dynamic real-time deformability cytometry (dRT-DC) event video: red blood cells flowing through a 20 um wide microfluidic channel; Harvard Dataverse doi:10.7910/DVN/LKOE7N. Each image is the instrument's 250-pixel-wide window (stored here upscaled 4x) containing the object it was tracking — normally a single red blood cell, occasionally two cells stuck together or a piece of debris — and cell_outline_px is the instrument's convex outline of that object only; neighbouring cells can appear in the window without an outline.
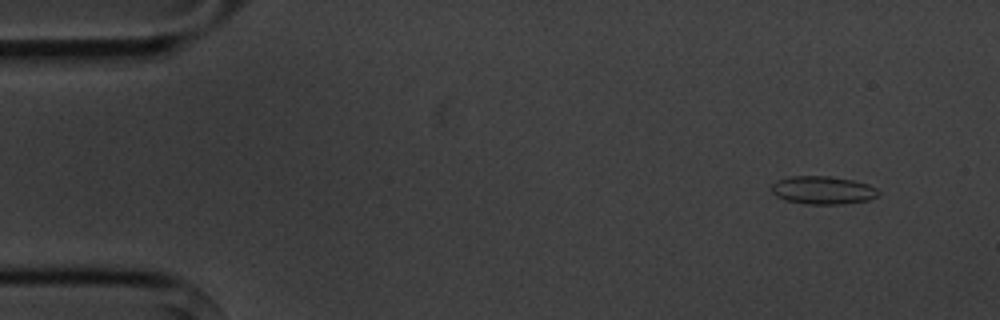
{"species": "common noctule bat (a hibernating species)", "species_latin": "Nyctalus noctula", "temperature_condition": "cold", "stored_images_in_passage": 5, "camera_frame_rate_fps": 3000, "um_per_image_px": 0.085, "animal": {"sex": "male", "body_mass_g": 20.1, "forearm_length_mm": 53.5}, "frame": {"image": 1, "passage_image": 1, "time_ms": 0.0, "image_size_px": [1000, 320], "cell_outline_px": [[880, 196], [868, 200], [844, 204], [804, 204], [784, 200], [776, 196], [772, 192], [772, 184], [776, 180], [792, 176], [832, 176], [852, 180], [868, 184], [876, 188], [880, 192]], "centroid_in_image_um": [69.95, 16.17], "position_along_channel_um": 15.0, "area_um2": 17.69}}
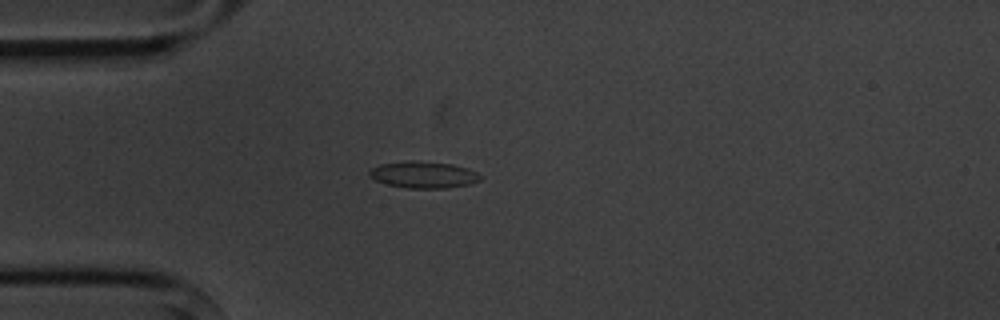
{"frame": {"image": 2, "passage_image": 4, "time_ms": 3.333, "image_size_px": [1000, 320], "cell_outline_px": [[480, 180], [468, 184], [448, 188], [408, 188], [388, 184], [376, 180], [368, 176], [368, 172], [372, 168], [380, 164], [408, 160], [412, 160], [452, 164], [468, 168], [476, 172], [480, 176]], "centroid_in_image_um": [35.97, 14.84], "position_along_channel_um": 49.0, "area_um2": 17.17}}